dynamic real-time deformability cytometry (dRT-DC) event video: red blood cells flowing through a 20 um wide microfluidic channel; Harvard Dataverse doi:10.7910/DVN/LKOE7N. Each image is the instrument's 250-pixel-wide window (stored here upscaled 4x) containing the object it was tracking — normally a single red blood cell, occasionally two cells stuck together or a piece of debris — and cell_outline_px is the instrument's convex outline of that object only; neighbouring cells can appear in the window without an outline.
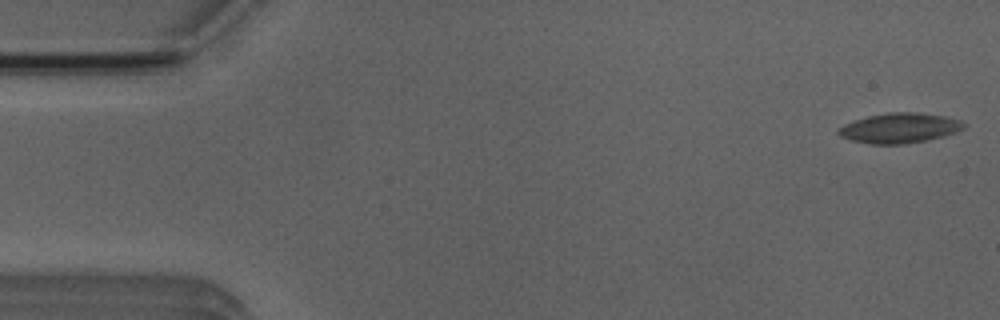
{"species": "Egyptian fruit bat (a non-hibernating species)", "species_latin": "Rousettus aegyptiacus", "temperature_condition": "room temperature", "stored_images_in_passage": 6, "camera_frame_rate_fps": 3000, "um_per_image_px": 0.085, "animal": {"sex": "male"}, "frame": {"image": 1, "passage_image": 1, "time_ms": 0.0, "image_size_px": [1000, 320], "cell_outline_px": [[968, 124], [964, 128], [956, 132], [944, 136], [928, 140], [904, 144], [872, 144], [852, 140], [840, 136], [836, 132], [836, 128], [844, 124], [868, 116], [888, 112], [916, 112], [944, 116], [960, 120]], "centroid_in_image_um": [76.47, 10.88], "position_along_channel_um": 8.5, "area_um2": 22.02}}
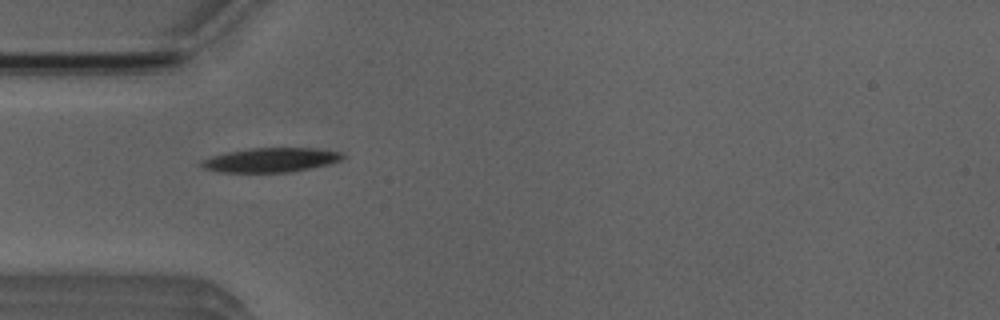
{"frame": {"image": 2, "passage_image": 5, "time_ms": 4.667, "image_size_px": [1000, 320], "cell_outline_px": [[344, 156], [340, 160], [328, 164], [288, 172], [216, 172], [204, 168], [196, 164], [200, 160], [212, 156], [228, 152], [252, 148], [312, 148], [340, 152]], "centroid_in_image_um": [22.92, 13.6], "position_along_channel_um": 62.1, "area_um2": 19.83}}